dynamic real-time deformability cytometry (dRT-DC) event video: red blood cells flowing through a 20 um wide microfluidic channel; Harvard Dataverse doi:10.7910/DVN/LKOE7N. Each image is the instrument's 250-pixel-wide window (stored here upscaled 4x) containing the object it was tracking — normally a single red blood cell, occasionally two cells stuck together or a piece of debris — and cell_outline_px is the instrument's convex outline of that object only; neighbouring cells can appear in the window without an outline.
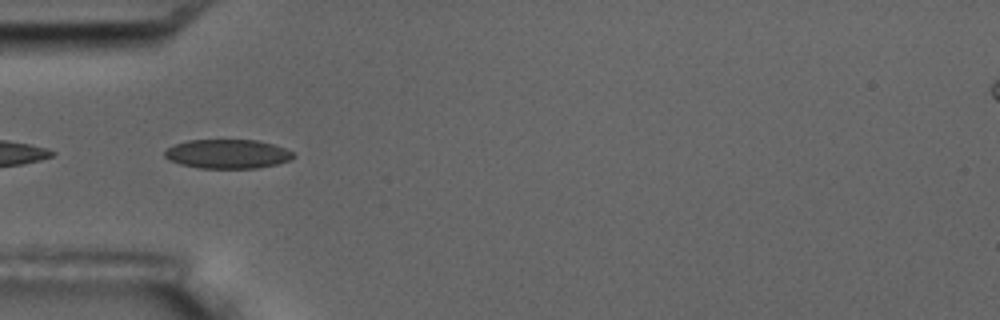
{"species": "common noctule bat (a hibernating species)", "species_latin": "Nyctalus noctula", "temperature_condition": "room temperature", "stored_images_in_passage": 4, "camera_frame_rate_fps": 3000, "um_per_image_px": 0.085, "animal": {"sex": "male", "body_mass_g": 17.5, "forearm_length_mm": 52.3}, "frame": {"image": 1, "passage_image": 4, "time_ms": 3.333, "image_size_px": [1000, 320], "cell_outline_px": [[296, 156], [292, 160], [276, 164], [256, 168], [200, 168], [180, 164], [168, 160], [164, 156], [164, 152], [168, 148], [176, 144], [188, 140], [256, 140], [272, 144], [284, 148], [292, 152]], "centroid_in_image_um": [19.34, 13.09], "position_along_channel_um": 65.7, "area_um2": 21.79}}